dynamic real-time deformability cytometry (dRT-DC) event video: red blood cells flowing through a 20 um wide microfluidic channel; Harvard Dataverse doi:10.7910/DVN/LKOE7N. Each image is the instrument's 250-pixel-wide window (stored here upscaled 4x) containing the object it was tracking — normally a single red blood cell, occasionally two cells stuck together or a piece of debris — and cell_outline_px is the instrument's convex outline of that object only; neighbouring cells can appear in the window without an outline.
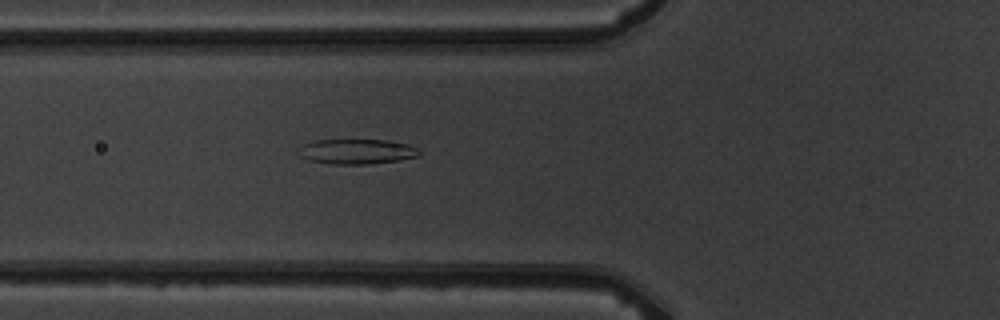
{"species": "common noctule bat (a hibernating species)", "species_latin": "Nyctalus noctula", "temperature_condition": "warm", "stored_images_in_passage": 3, "camera_frame_rate_fps": 3000, "um_per_image_px": 0.085, "animal": {"sex": "male", "body_mass_g": 19.5, "forearm_length_mm": 54.6}, "frame": {"image": 1, "passage_image": 3, "time_ms": 2.0, "image_size_px": [1000, 320], "cell_outline_px": [[420, 156], [396, 160], [368, 164], [328, 164], [308, 160], [300, 156], [296, 148], [304, 144], [316, 140], [392, 140], [408, 144], [420, 148]], "centroid_in_image_um": [30.32, 12.87], "position_along_channel_um": 95.5, "area_um2": 17.8}}